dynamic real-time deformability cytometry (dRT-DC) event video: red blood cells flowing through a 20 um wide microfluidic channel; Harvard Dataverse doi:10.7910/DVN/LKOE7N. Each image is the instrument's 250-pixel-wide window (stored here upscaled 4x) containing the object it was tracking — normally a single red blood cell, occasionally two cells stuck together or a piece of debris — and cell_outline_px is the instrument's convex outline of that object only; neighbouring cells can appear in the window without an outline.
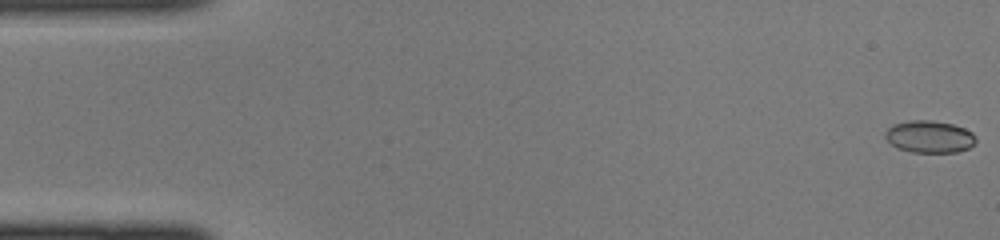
{"species": "common noctule bat (a hibernating species)", "species_latin": "Nyctalus noctula", "temperature_condition": "cold", "stored_images_in_passage": 45, "camera_frame_rate_fps": 3000, "um_per_image_px": 0.085, "animal": {"sex": "female", "body_mass_g": 22.0, "forearm_length_mm": 56.7}, "frame": {"image": 1, "passage_image": 1, "time_ms": 0.0, "image_size_px": [1000, 240], "cell_outline_px": [[976, 140], [968, 148], [956, 152], [912, 152], [896, 148], [884, 136], [884, 132], [892, 124], [908, 120], [932, 120], [952, 124], [964, 128], [972, 132]], "centroid_in_image_um": [78.96, 11.61], "position_along_channel_um": 6.0, "area_um2": 16.99}}
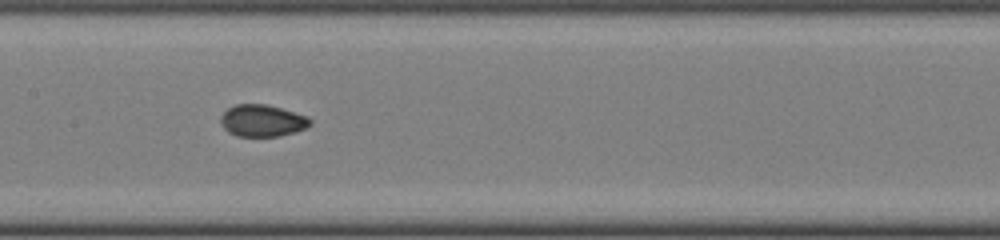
{"frame": {"image": 2, "passage_image": 22, "time_ms": 7.0, "image_size_px": [1000, 240], "cell_outline_px": [[312, 124], [296, 132], [280, 136], [236, 136], [228, 132], [224, 128], [220, 120], [220, 116], [228, 108], [236, 104], [264, 104], [280, 108], [308, 116], [312, 120]], "centroid_in_image_um": [22.3, 10.26], "position_along_channel_um": 185.1, "area_um2": 16.65}}
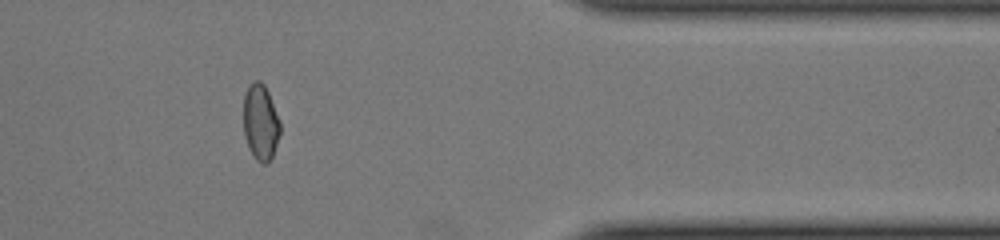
{"frame": {"image": 3, "passage_image": 37, "time_ms": 12.0, "image_size_px": [1000, 240], "cell_outline_px": [[280, 132], [272, 156], [268, 164], [260, 164], [256, 160], [248, 148], [244, 132], [244, 96], [252, 80], [260, 80], [264, 84], [268, 92], [280, 120]], "centroid_in_image_um": [22.15, 10.4], "position_along_channel_um": 389.3, "area_um2": 16.24}}